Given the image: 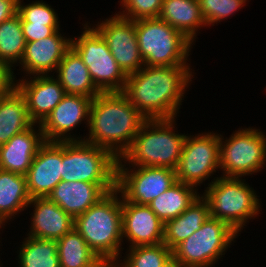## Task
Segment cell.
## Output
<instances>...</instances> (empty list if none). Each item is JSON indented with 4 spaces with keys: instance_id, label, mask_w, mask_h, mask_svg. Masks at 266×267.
<instances>
[{
    "instance_id": "52a82bcc",
    "label": "cell",
    "mask_w": 266,
    "mask_h": 267,
    "mask_svg": "<svg viewBox=\"0 0 266 267\" xmlns=\"http://www.w3.org/2000/svg\"><path fill=\"white\" fill-rule=\"evenodd\" d=\"M138 47L144 65L191 66L192 45L181 32L159 18L135 21Z\"/></svg>"
},
{
    "instance_id": "6da1fadb",
    "label": "cell",
    "mask_w": 266,
    "mask_h": 267,
    "mask_svg": "<svg viewBox=\"0 0 266 267\" xmlns=\"http://www.w3.org/2000/svg\"><path fill=\"white\" fill-rule=\"evenodd\" d=\"M194 74L192 66L144 65L127 75L122 92L146 119L178 118Z\"/></svg>"
},
{
    "instance_id": "9a60e30c",
    "label": "cell",
    "mask_w": 266,
    "mask_h": 267,
    "mask_svg": "<svg viewBox=\"0 0 266 267\" xmlns=\"http://www.w3.org/2000/svg\"><path fill=\"white\" fill-rule=\"evenodd\" d=\"M65 35L61 30H57L53 35L44 39L26 42L23 56L18 65L21 67H19V71L21 70V74L24 76L21 78L54 75L65 53L71 48L72 38Z\"/></svg>"
},
{
    "instance_id": "3957f363",
    "label": "cell",
    "mask_w": 266,
    "mask_h": 267,
    "mask_svg": "<svg viewBox=\"0 0 266 267\" xmlns=\"http://www.w3.org/2000/svg\"><path fill=\"white\" fill-rule=\"evenodd\" d=\"M177 118L147 119L117 166H153L176 170L185 133H178ZM176 127V128H175Z\"/></svg>"
},
{
    "instance_id": "e575fe53",
    "label": "cell",
    "mask_w": 266,
    "mask_h": 267,
    "mask_svg": "<svg viewBox=\"0 0 266 267\" xmlns=\"http://www.w3.org/2000/svg\"><path fill=\"white\" fill-rule=\"evenodd\" d=\"M24 39L26 42H33L53 35L61 26H43L32 23H21Z\"/></svg>"
},
{
    "instance_id": "836d02e7",
    "label": "cell",
    "mask_w": 266,
    "mask_h": 267,
    "mask_svg": "<svg viewBox=\"0 0 266 267\" xmlns=\"http://www.w3.org/2000/svg\"><path fill=\"white\" fill-rule=\"evenodd\" d=\"M163 0H120L117 14L133 21L139 19L158 18Z\"/></svg>"
},
{
    "instance_id": "ffe728a7",
    "label": "cell",
    "mask_w": 266,
    "mask_h": 267,
    "mask_svg": "<svg viewBox=\"0 0 266 267\" xmlns=\"http://www.w3.org/2000/svg\"><path fill=\"white\" fill-rule=\"evenodd\" d=\"M45 142L40 124L16 134L0 145V169L26 175L39 147Z\"/></svg>"
},
{
    "instance_id": "8992f818",
    "label": "cell",
    "mask_w": 266,
    "mask_h": 267,
    "mask_svg": "<svg viewBox=\"0 0 266 267\" xmlns=\"http://www.w3.org/2000/svg\"><path fill=\"white\" fill-rule=\"evenodd\" d=\"M118 159L107 149L84 141L62 142L61 181L98 184L106 193L116 189Z\"/></svg>"
},
{
    "instance_id": "2e32d148",
    "label": "cell",
    "mask_w": 266,
    "mask_h": 267,
    "mask_svg": "<svg viewBox=\"0 0 266 267\" xmlns=\"http://www.w3.org/2000/svg\"><path fill=\"white\" fill-rule=\"evenodd\" d=\"M122 235L127 248L163 243L164 224L148 205H138L122 197Z\"/></svg>"
},
{
    "instance_id": "484cf974",
    "label": "cell",
    "mask_w": 266,
    "mask_h": 267,
    "mask_svg": "<svg viewBox=\"0 0 266 267\" xmlns=\"http://www.w3.org/2000/svg\"><path fill=\"white\" fill-rule=\"evenodd\" d=\"M34 122L30 119L26 101L15 87L0 98V145L10 138L30 128Z\"/></svg>"
},
{
    "instance_id": "e0dca14e",
    "label": "cell",
    "mask_w": 266,
    "mask_h": 267,
    "mask_svg": "<svg viewBox=\"0 0 266 267\" xmlns=\"http://www.w3.org/2000/svg\"><path fill=\"white\" fill-rule=\"evenodd\" d=\"M26 176L30 198H46L61 181L62 142L45 141L38 149Z\"/></svg>"
},
{
    "instance_id": "d4e9b609",
    "label": "cell",
    "mask_w": 266,
    "mask_h": 267,
    "mask_svg": "<svg viewBox=\"0 0 266 267\" xmlns=\"http://www.w3.org/2000/svg\"><path fill=\"white\" fill-rule=\"evenodd\" d=\"M30 200L26 176L0 169V219L7 225L27 209Z\"/></svg>"
},
{
    "instance_id": "5bb4252c",
    "label": "cell",
    "mask_w": 266,
    "mask_h": 267,
    "mask_svg": "<svg viewBox=\"0 0 266 267\" xmlns=\"http://www.w3.org/2000/svg\"><path fill=\"white\" fill-rule=\"evenodd\" d=\"M93 98L79 94H65L52 112L40 124L45 141H84V135L74 133L82 123L88 127ZM78 136V137H77ZM83 137V138H82Z\"/></svg>"
},
{
    "instance_id": "d590c367",
    "label": "cell",
    "mask_w": 266,
    "mask_h": 267,
    "mask_svg": "<svg viewBox=\"0 0 266 267\" xmlns=\"http://www.w3.org/2000/svg\"><path fill=\"white\" fill-rule=\"evenodd\" d=\"M16 74L6 63L0 61V98L16 87Z\"/></svg>"
},
{
    "instance_id": "f35d334b",
    "label": "cell",
    "mask_w": 266,
    "mask_h": 267,
    "mask_svg": "<svg viewBox=\"0 0 266 267\" xmlns=\"http://www.w3.org/2000/svg\"><path fill=\"white\" fill-rule=\"evenodd\" d=\"M163 267H184L174 257H172Z\"/></svg>"
},
{
    "instance_id": "d6a6232c",
    "label": "cell",
    "mask_w": 266,
    "mask_h": 267,
    "mask_svg": "<svg viewBox=\"0 0 266 267\" xmlns=\"http://www.w3.org/2000/svg\"><path fill=\"white\" fill-rule=\"evenodd\" d=\"M198 2L206 28L218 25L227 18L230 19V16L246 6L243 0H198Z\"/></svg>"
},
{
    "instance_id": "f1b7e54d",
    "label": "cell",
    "mask_w": 266,
    "mask_h": 267,
    "mask_svg": "<svg viewBox=\"0 0 266 267\" xmlns=\"http://www.w3.org/2000/svg\"><path fill=\"white\" fill-rule=\"evenodd\" d=\"M26 236L18 246V267H60L57 241Z\"/></svg>"
},
{
    "instance_id": "f546056e",
    "label": "cell",
    "mask_w": 266,
    "mask_h": 267,
    "mask_svg": "<svg viewBox=\"0 0 266 267\" xmlns=\"http://www.w3.org/2000/svg\"><path fill=\"white\" fill-rule=\"evenodd\" d=\"M26 46L18 13L0 24V61L13 70L19 65Z\"/></svg>"
},
{
    "instance_id": "ab89813d",
    "label": "cell",
    "mask_w": 266,
    "mask_h": 267,
    "mask_svg": "<svg viewBox=\"0 0 266 267\" xmlns=\"http://www.w3.org/2000/svg\"><path fill=\"white\" fill-rule=\"evenodd\" d=\"M5 226H7V225L0 219V233H3V230H4L3 228H5Z\"/></svg>"
},
{
    "instance_id": "8fae6325",
    "label": "cell",
    "mask_w": 266,
    "mask_h": 267,
    "mask_svg": "<svg viewBox=\"0 0 266 267\" xmlns=\"http://www.w3.org/2000/svg\"><path fill=\"white\" fill-rule=\"evenodd\" d=\"M219 133L186 134L181 157L175 170L176 181L194 186L197 190L220 170ZM199 186V187H198Z\"/></svg>"
},
{
    "instance_id": "4316f807",
    "label": "cell",
    "mask_w": 266,
    "mask_h": 267,
    "mask_svg": "<svg viewBox=\"0 0 266 267\" xmlns=\"http://www.w3.org/2000/svg\"><path fill=\"white\" fill-rule=\"evenodd\" d=\"M200 195L194 186L176 181L148 206L165 224L182 214Z\"/></svg>"
},
{
    "instance_id": "cb8c5ba5",
    "label": "cell",
    "mask_w": 266,
    "mask_h": 267,
    "mask_svg": "<svg viewBox=\"0 0 266 267\" xmlns=\"http://www.w3.org/2000/svg\"><path fill=\"white\" fill-rule=\"evenodd\" d=\"M55 75L67 94L94 98L100 93L90 77L87 66L72 47L65 53Z\"/></svg>"
},
{
    "instance_id": "9c48e42d",
    "label": "cell",
    "mask_w": 266,
    "mask_h": 267,
    "mask_svg": "<svg viewBox=\"0 0 266 267\" xmlns=\"http://www.w3.org/2000/svg\"><path fill=\"white\" fill-rule=\"evenodd\" d=\"M239 236L225 221L210 217L172 255L184 267H215Z\"/></svg>"
},
{
    "instance_id": "44dd1931",
    "label": "cell",
    "mask_w": 266,
    "mask_h": 267,
    "mask_svg": "<svg viewBox=\"0 0 266 267\" xmlns=\"http://www.w3.org/2000/svg\"><path fill=\"white\" fill-rule=\"evenodd\" d=\"M106 194L95 183L60 181L47 198L75 218L86 212Z\"/></svg>"
},
{
    "instance_id": "5b68a950",
    "label": "cell",
    "mask_w": 266,
    "mask_h": 267,
    "mask_svg": "<svg viewBox=\"0 0 266 267\" xmlns=\"http://www.w3.org/2000/svg\"><path fill=\"white\" fill-rule=\"evenodd\" d=\"M214 177L201 196L208 202L210 217L225 221L238 234L262 214V201L245 178Z\"/></svg>"
},
{
    "instance_id": "30bf717a",
    "label": "cell",
    "mask_w": 266,
    "mask_h": 267,
    "mask_svg": "<svg viewBox=\"0 0 266 267\" xmlns=\"http://www.w3.org/2000/svg\"><path fill=\"white\" fill-rule=\"evenodd\" d=\"M83 24L81 35L71 36V47L82 58L93 83L100 92L123 91L127 76L111 55L106 41L99 32L89 21H84Z\"/></svg>"
},
{
    "instance_id": "603a6c76",
    "label": "cell",
    "mask_w": 266,
    "mask_h": 267,
    "mask_svg": "<svg viewBox=\"0 0 266 267\" xmlns=\"http://www.w3.org/2000/svg\"><path fill=\"white\" fill-rule=\"evenodd\" d=\"M209 218L208 202L200 195L182 214L164 224L163 243L173 251Z\"/></svg>"
},
{
    "instance_id": "d6986e66",
    "label": "cell",
    "mask_w": 266,
    "mask_h": 267,
    "mask_svg": "<svg viewBox=\"0 0 266 267\" xmlns=\"http://www.w3.org/2000/svg\"><path fill=\"white\" fill-rule=\"evenodd\" d=\"M29 207H34L27 234L30 237L57 241L74 228V218L47 197L32 198L27 210Z\"/></svg>"
},
{
    "instance_id": "ac0fdd59",
    "label": "cell",
    "mask_w": 266,
    "mask_h": 267,
    "mask_svg": "<svg viewBox=\"0 0 266 267\" xmlns=\"http://www.w3.org/2000/svg\"><path fill=\"white\" fill-rule=\"evenodd\" d=\"M30 119L41 124L66 94L55 75H36L16 80Z\"/></svg>"
},
{
    "instance_id": "1f68e13d",
    "label": "cell",
    "mask_w": 266,
    "mask_h": 267,
    "mask_svg": "<svg viewBox=\"0 0 266 267\" xmlns=\"http://www.w3.org/2000/svg\"><path fill=\"white\" fill-rule=\"evenodd\" d=\"M18 0L17 13L21 17V23H32L45 26H60L58 13L43 0L31 1L28 4Z\"/></svg>"
},
{
    "instance_id": "7402d4cb",
    "label": "cell",
    "mask_w": 266,
    "mask_h": 267,
    "mask_svg": "<svg viewBox=\"0 0 266 267\" xmlns=\"http://www.w3.org/2000/svg\"><path fill=\"white\" fill-rule=\"evenodd\" d=\"M158 18L181 32L194 45L197 34L206 26L198 0H163Z\"/></svg>"
},
{
    "instance_id": "74e56055",
    "label": "cell",
    "mask_w": 266,
    "mask_h": 267,
    "mask_svg": "<svg viewBox=\"0 0 266 267\" xmlns=\"http://www.w3.org/2000/svg\"><path fill=\"white\" fill-rule=\"evenodd\" d=\"M93 267H119V265H118V262L117 261L101 259Z\"/></svg>"
},
{
    "instance_id": "7a4b0ae2",
    "label": "cell",
    "mask_w": 266,
    "mask_h": 267,
    "mask_svg": "<svg viewBox=\"0 0 266 267\" xmlns=\"http://www.w3.org/2000/svg\"><path fill=\"white\" fill-rule=\"evenodd\" d=\"M146 120L122 91L100 92L91 103L84 142L107 149L119 159Z\"/></svg>"
},
{
    "instance_id": "277c9868",
    "label": "cell",
    "mask_w": 266,
    "mask_h": 267,
    "mask_svg": "<svg viewBox=\"0 0 266 267\" xmlns=\"http://www.w3.org/2000/svg\"><path fill=\"white\" fill-rule=\"evenodd\" d=\"M74 228L100 259L118 261L125 249L120 192L114 189L75 217Z\"/></svg>"
},
{
    "instance_id": "7c38bea8",
    "label": "cell",
    "mask_w": 266,
    "mask_h": 267,
    "mask_svg": "<svg viewBox=\"0 0 266 267\" xmlns=\"http://www.w3.org/2000/svg\"><path fill=\"white\" fill-rule=\"evenodd\" d=\"M176 182L175 170L153 166H117L116 189L138 205H149Z\"/></svg>"
},
{
    "instance_id": "4fadbf2b",
    "label": "cell",
    "mask_w": 266,
    "mask_h": 267,
    "mask_svg": "<svg viewBox=\"0 0 266 267\" xmlns=\"http://www.w3.org/2000/svg\"><path fill=\"white\" fill-rule=\"evenodd\" d=\"M105 19L101 21L100 18V22H94L92 26L106 41L111 55L124 74L127 76L137 72L144 66V60L138 47L135 21L116 12Z\"/></svg>"
},
{
    "instance_id": "60d3db41",
    "label": "cell",
    "mask_w": 266,
    "mask_h": 267,
    "mask_svg": "<svg viewBox=\"0 0 266 267\" xmlns=\"http://www.w3.org/2000/svg\"><path fill=\"white\" fill-rule=\"evenodd\" d=\"M0 234H1V233H0ZM0 238H1V240H0V243H1V241H2L3 238H2L1 236H0ZM1 245H2V243L0 244V246H1ZM0 251H1V250H0Z\"/></svg>"
},
{
    "instance_id": "ba28073f",
    "label": "cell",
    "mask_w": 266,
    "mask_h": 267,
    "mask_svg": "<svg viewBox=\"0 0 266 267\" xmlns=\"http://www.w3.org/2000/svg\"><path fill=\"white\" fill-rule=\"evenodd\" d=\"M219 134L221 177L245 178L266 167V133L240 127L228 137Z\"/></svg>"
},
{
    "instance_id": "83f0119b",
    "label": "cell",
    "mask_w": 266,
    "mask_h": 267,
    "mask_svg": "<svg viewBox=\"0 0 266 267\" xmlns=\"http://www.w3.org/2000/svg\"><path fill=\"white\" fill-rule=\"evenodd\" d=\"M60 267H93L101 259L73 228L57 240Z\"/></svg>"
},
{
    "instance_id": "8d00e7d4",
    "label": "cell",
    "mask_w": 266,
    "mask_h": 267,
    "mask_svg": "<svg viewBox=\"0 0 266 267\" xmlns=\"http://www.w3.org/2000/svg\"><path fill=\"white\" fill-rule=\"evenodd\" d=\"M18 0H0V24L17 13Z\"/></svg>"
},
{
    "instance_id": "4dcf8cb0",
    "label": "cell",
    "mask_w": 266,
    "mask_h": 267,
    "mask_svg": "<svg viewBox=\"0 0 266 267\" xmlns=\"http://www.w3.org/2000/svg\"><path fill=\"white\" fill-rule=\"evenodd\" d=\"M117 261L119 267H163L172 257V250L164 243L127 248ZM126 254V255H125Z\"/></svg>"
}]
</instances>
